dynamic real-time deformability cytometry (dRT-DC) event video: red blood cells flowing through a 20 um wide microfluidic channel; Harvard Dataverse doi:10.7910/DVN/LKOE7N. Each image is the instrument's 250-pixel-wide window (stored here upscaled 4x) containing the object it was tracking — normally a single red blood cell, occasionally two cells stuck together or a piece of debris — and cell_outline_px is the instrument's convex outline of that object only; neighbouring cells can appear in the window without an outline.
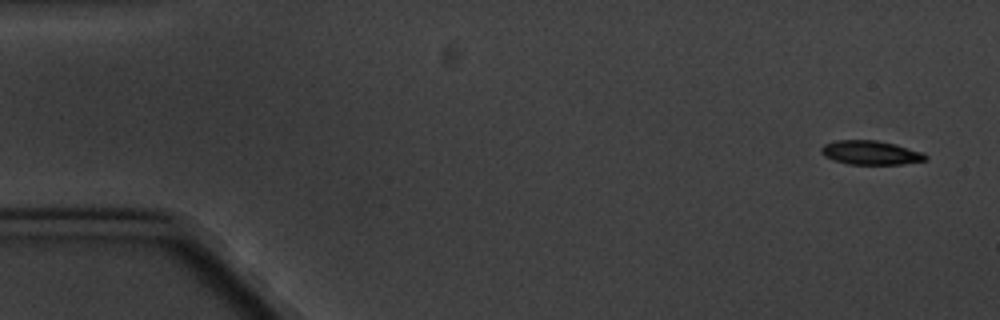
{"species": "common noctule bat (a hibernating species)", "species_latin": "Nyctalus noctula", "temperature_condition": "cold", "stored_images_in_passage": 4, "camera_frame_rate_fps": 3000, "um_per_image_px": 0.085, "animal": {"sex": "male", "body_mass_g": 20.1, "forearm_length_mm": 53.5}, "frame": {"image": 1, "passage_image": 1, "time_ms": 0.0, "image_size_px": [1000, 320], "cell_outline_px": [[928, 160], [900, 164], [848, 164], [832, 160], [824, 156], [820, 152], [820, 148], [824, 144], [836, 140], [876, 140], [896, 144], [924, 152], [928, 156]], "centroid_in_image_um": [74.01, 12.97], "position_along_channel_um": 11.0, "area_um2": 14.8}}
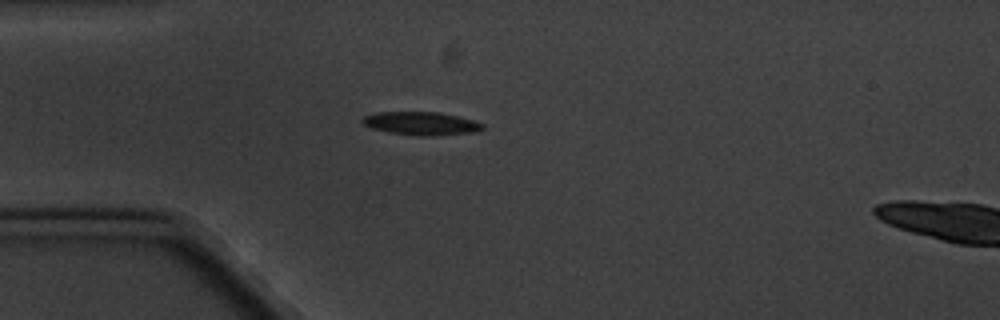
{"frame": {"image": 2, "passage_image": 4, "time_ms": 4.333, "image_size_px": [1000, 320], "cell_outline_px": [[484, 128], [476, 132], [440, 136], [416, 136], [388, 132], [372, 128], [364, 124], [360, 120], [364, 116], [376, 112], [440, 112], [472, 120], [484, 124]], "centroid_in_image_um": [35.81, 10.5], "position_along_channel_um": 49.2, "area_um2": 16.42}}